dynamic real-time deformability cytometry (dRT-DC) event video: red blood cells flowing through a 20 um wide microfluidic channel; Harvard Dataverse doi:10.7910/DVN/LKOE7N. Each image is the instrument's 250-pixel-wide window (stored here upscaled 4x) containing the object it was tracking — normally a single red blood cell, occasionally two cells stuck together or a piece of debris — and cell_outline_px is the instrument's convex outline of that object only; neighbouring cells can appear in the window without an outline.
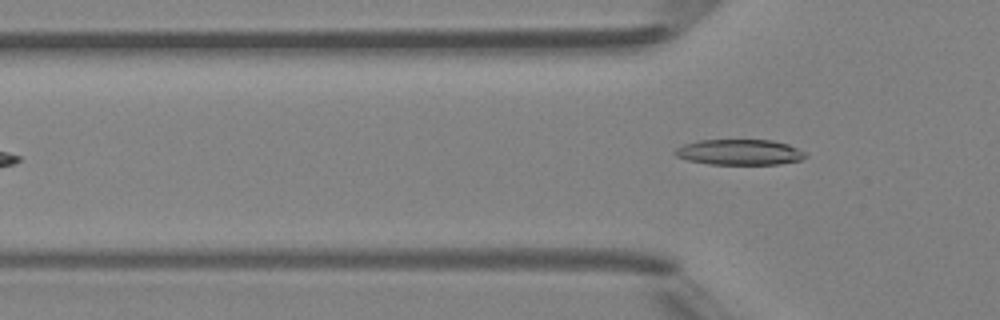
{"species": "Egyptian fruit bat (a non-hibernating species)", "species_latin": "Rousettus aegyptiacus", "temperature_condition": "room temperature", "stored_images_in_passage": 6, "camera_frame_rate_fps": 3000, "um_per_image_px": 0.085, "animal": {"sex": "female"}, "frame": {"image": 1, "passage_image": 6, "time_ms": 6.0, "image_size_px": [1000, 320], "cell_outline_px": [[808, 156], [800, 160], [780, 164], [708, 164], [688, 160], [676, 156], [672, 152], [676, 148], [684, 144], [700, 140], [772, 140], [788, 144], [804, 152]], "centroid_in_image_um": [62.84, 12.93], "position_along_channel_um": 63.0, "area_um2": 19.42}}